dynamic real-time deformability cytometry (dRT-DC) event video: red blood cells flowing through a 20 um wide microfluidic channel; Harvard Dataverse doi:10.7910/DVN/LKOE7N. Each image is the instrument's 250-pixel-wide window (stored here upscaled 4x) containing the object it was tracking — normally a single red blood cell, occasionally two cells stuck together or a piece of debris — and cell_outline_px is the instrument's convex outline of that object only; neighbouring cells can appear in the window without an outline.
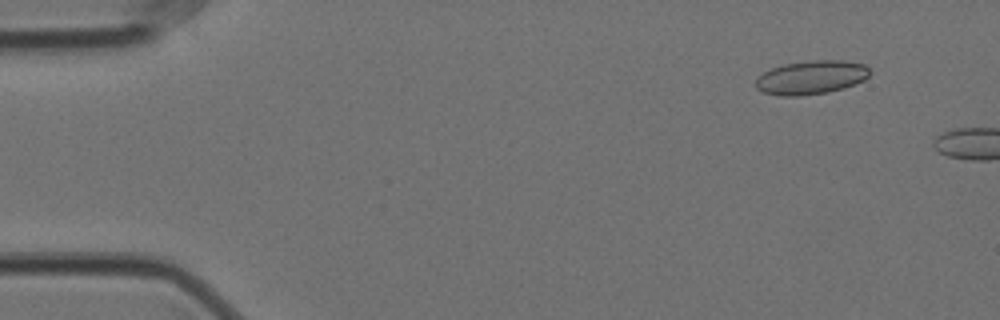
{"species": "Egyptian fruit bat (a non-hibernating species)", "species_latin": "Rousettus aegyptiacus", "temperature_condition": "cold", "stored_images_in_passage": 11, "camera_frame_rate_fps": 3000, "um_per_image_px": 0.085, "animal": {"sex": "female"}, "frame": {"image": 1, "passage_image": 5, "time_ms": 1.333, "image_size_px": [1000, 320], "cell_outline_px": [[872, 72], [864, 80], [856, 84], [844, 88], [828, 92], [800, 96], [780, 96], [764, 92], [756, 88], [756, 80], [764, 72], [772, 68], [784, 64], [808, 60], [844, 60], [864, 64]], "centroid_in_image_um": [68.99, 6.58], "position_along_channel_um": 16.0, "area_um2": 22.54}}